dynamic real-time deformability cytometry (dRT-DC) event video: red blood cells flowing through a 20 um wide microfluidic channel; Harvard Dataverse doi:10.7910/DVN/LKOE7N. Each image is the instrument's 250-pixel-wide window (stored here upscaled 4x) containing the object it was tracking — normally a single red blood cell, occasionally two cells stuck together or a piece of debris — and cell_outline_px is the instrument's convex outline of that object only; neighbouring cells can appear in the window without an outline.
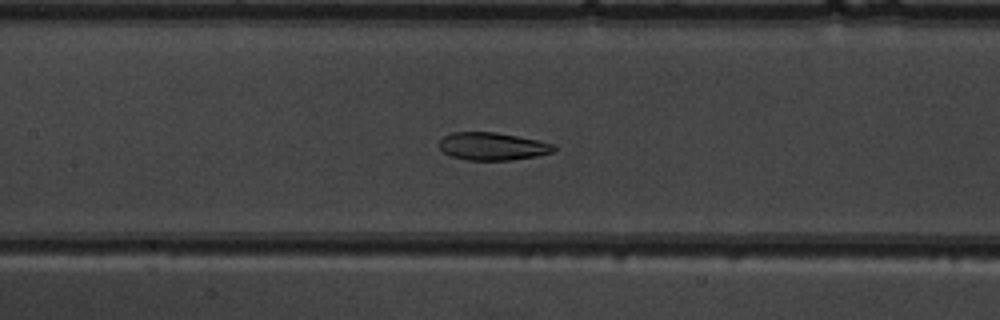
{"species": "common noctule bat (a hibernating species)", "species_latin": "Nyctalus noctula", "temperature_condition": "warm", "stored_images_in_passage": 50, "camera_frame_rate_fps": 3000, "um_per_image_px": 0.085, "animal": {"sex": "male", "body_mass_g": 19.5, "forearm_length_mm": 54.6}, "frame": {"image": 1, "passage_image": 24, "time_ms": 7.667, "image_size_px": [1000, 320], "cell_outline_px": [[556, 148], [552, 152], [536, 156], [512, 160], [468, 160], [452, 156], [444, 152], [440, 148], [440, 140], [444, 136], [452, 132], [496, 132], [556, 144]], "centroid_in_image_um": [41.87, 12.44], "position_along_channel_um": 165.5, "area_um2": 18.38}}
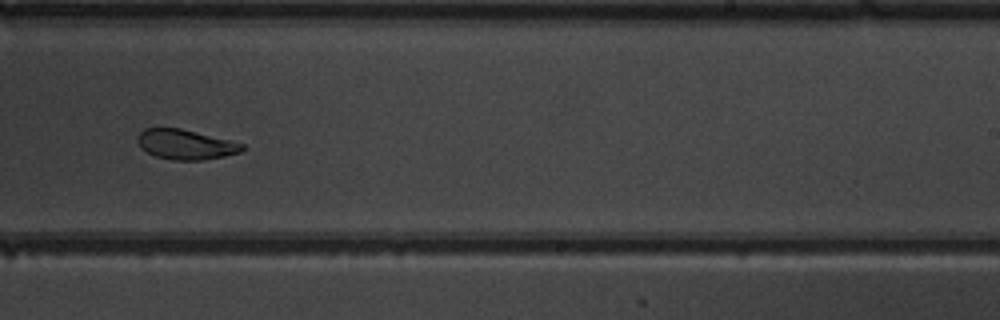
{"frame": {"image": 2, "passage_image": 32, "time_ms": 10.333, "image_size_px": [1000, 320], "cell_outline_px": [[244, 148], [240, 152], [224, 156], [204, 160], [172, 160], [156, 156], [140, 148], [136, 140], [140, 132], [144, 128], [180, 128], [244, 144]], "centroid_in_image_um": [15.74, 12.28], "position_along_channel_um": 273.3, "area_um2": 18.09}}
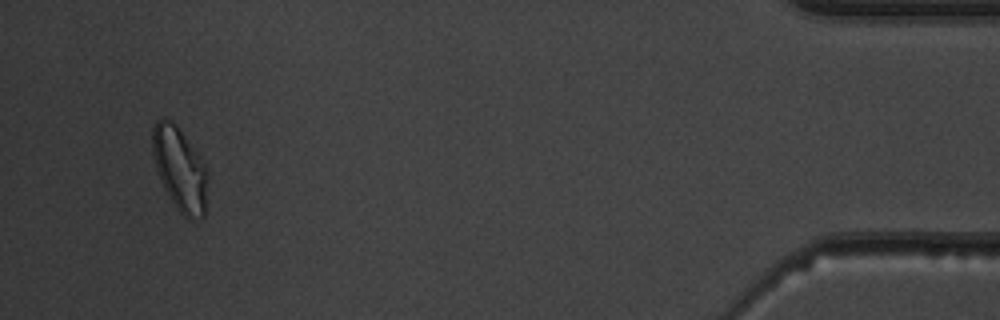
{"frame": {"image": 3, "passage_image": 48, "time_ms": 15.667, "image_size_px": [1000, 320], "cell_outline_px": [[208, 180], [204, 216], [200, 220], [188, 220], [176, 208], [168, 196], [164, 188], [156, 168], [152, 152], [152, 128], [156, 120], [164, 116], [176, 124], [208, 168]], "centroid_in_image_um": [15.29, 14.38], "position_along_channel_um": 419.9, "area_um2": 27.22}, "authors_computed_cell_mechanics": {"area_um2": 22.0796, "velocity_mm_per_s": 4.0505, "shape_relaxation_time_tau1_ms": 4.9805, "shape_relaxation_time_tau2_ms": 1.7564, "deformation_change_tau1": 0.1684, "deformation_change_tau2": 0.0817}}